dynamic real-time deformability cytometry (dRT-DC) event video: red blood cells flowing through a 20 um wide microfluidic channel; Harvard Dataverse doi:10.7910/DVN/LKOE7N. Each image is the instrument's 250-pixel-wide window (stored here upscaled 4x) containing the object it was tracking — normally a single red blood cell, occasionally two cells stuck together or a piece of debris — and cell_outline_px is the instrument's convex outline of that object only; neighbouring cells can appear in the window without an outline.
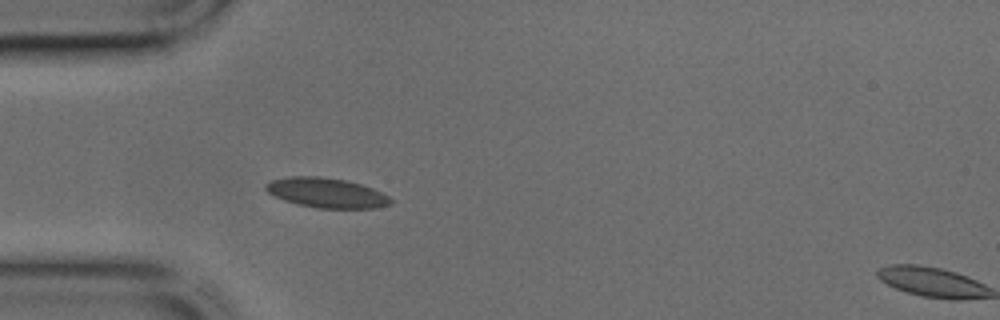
{"species": "common noctule bat (a hibernating species)", "species_latin": "Nyctalus noctula", "temperature_condition": "cold", "stored_images_in_passage": 2, "camera_frame_rate_fps": 3000, "um_per_image_px": 0.085, "animal": {"sex": "male", "body_mass_g": 17.9, "forearm_length_mm": 54.2}, "frame": {"image": 1, "passage_image": 1, "time_ms": 0.0, "image_size_px": [1000, 320], "cell_outline_px": [[392, 204], [376, 208], [320, 208], [300, 204], [284, 200], [268, 192], [264, 188], [264, 184], [272, 180], [288, 176], [320, 176], [344, 180], [360, 184], [372, 188], [388, 196], [392, 200]], "centroid_in_image_um": [27.75, 16.38], "position_along_channel_um": 57.3, "area_um2": 21.5}}